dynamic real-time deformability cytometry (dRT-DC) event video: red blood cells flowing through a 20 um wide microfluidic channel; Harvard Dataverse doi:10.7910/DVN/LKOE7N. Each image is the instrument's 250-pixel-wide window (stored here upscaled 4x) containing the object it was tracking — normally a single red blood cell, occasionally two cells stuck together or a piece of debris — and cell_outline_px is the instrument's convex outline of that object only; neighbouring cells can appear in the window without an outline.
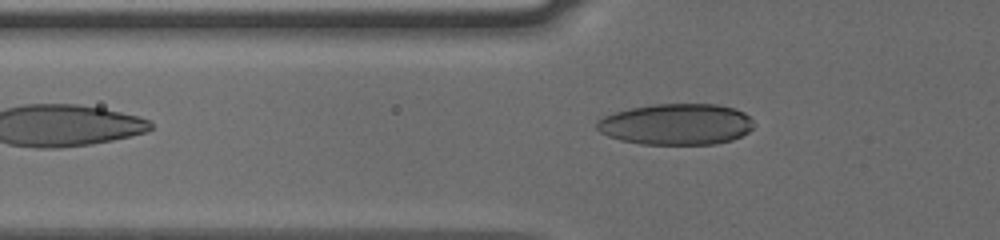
{"species": "human", "species_latin": "Homo sapiens", "temperature_condition": "cold", "stored_images_in_passage": 38, "camera_frame_rate_fps": 3000, "um_per_image_px": 0.085, "donor": {"sex": "male"}, "frame": {"image": 1, "passage_image": 3, "time_ms": 0.667, "image_size_px": [1000, 240], "cell_outline_px": [[752, 128], [748, 132], [732, 140], [716, 144], [640, 144], [620, 140], [608, 136], [600, 132], [596, 128], [596, 120], [604, 116], [616, 112], [632, 108], [656, 104], [716, 104], [732, 108], [744, 112], [752, 120]], "centroid_in_image_um": [57.46, 10.57], "position_along_channel_um": 68.3, "area_um2": 37.57}}
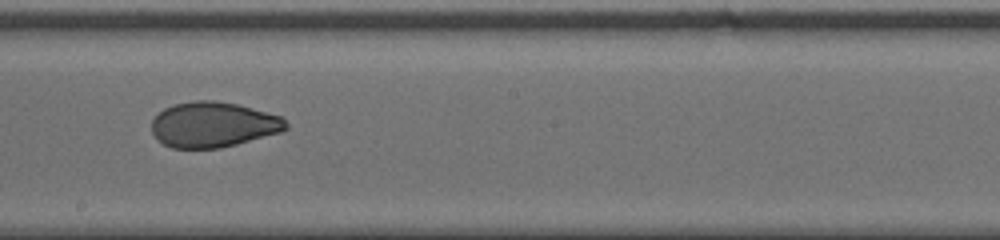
{"frame": {"image": 2, "passage_image": 16, "time_ms": 5.0, "image_size_px": [1000, 240], "cell_outline_px": [[288, 128], [280, 132], [236, 144], [220, 148], [172, 148], [156, 140], [152, 132], [152, 120], [164, 108], [176, 104], [196, 100], [216, 100], [236, 104], [280, 116], [288, 124]], "centroid_in_image_um": [18.09, 10.6], "position_along_channel_um": 230.1, "area_um2": 35.26}}
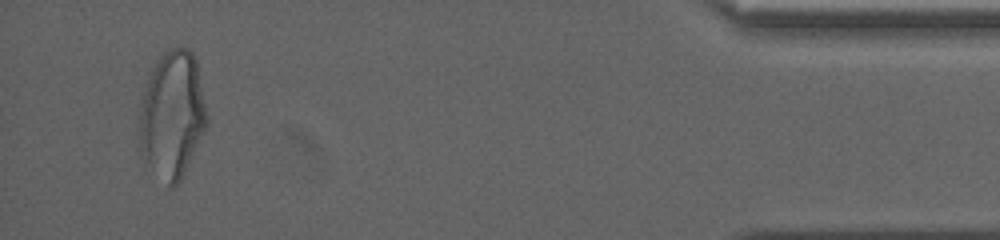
{"frame": {"image": 3, "passage_image": 36, "time_ms": 11.667, "image_size_px": [1000, 240], "cell_outline_px": [[208, 124], [180, 180], [172, 188], [144, 168], [136, 148], [140, 100], [144, 88], [152, 68], [156, 60], [164, 52], [172, 48], [188, 48], [192, 52], [196, 60], [208, 116]], "centroid_in_image_um": [14.56, 9.84], "position_along_channel_um": 420.6, "area_um2": 51.5}}